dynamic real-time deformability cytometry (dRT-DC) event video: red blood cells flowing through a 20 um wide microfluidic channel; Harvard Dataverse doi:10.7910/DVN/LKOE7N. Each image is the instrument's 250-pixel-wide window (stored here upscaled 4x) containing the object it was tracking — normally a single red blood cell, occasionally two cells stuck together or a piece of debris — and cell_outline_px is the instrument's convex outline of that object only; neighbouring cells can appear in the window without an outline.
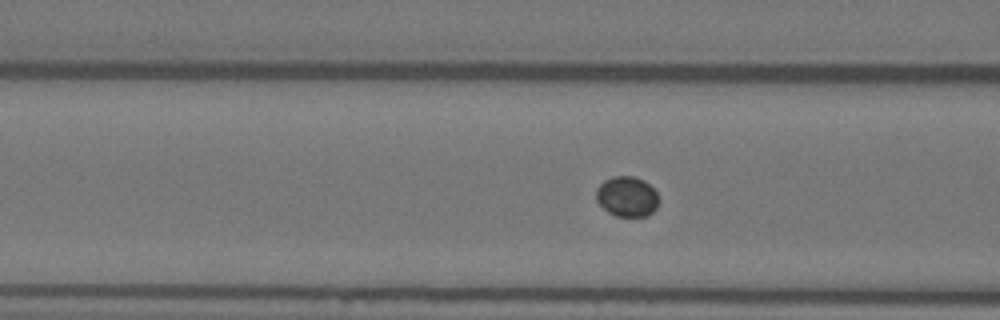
{"species": "Egyptian fruit bat (a non-hibernating species)", "species_latin": "Rousettus aegyptiacus", "temperature_condition": "warm", "stored_images_in_passage": 48, "camera_frame_rate_fps": 3000, "um_per_image_px": 0.085, "animal": {"sex": "female"}, "frame": {"image": 1, "passage_image": 13, "time_ms": 4.0, "image_size_px": [1000, 320], "cell_outline_px": [[660, 200], [656, 208], [648, 216], [616, 216], [608, 212], [596, 200], [596, 188], [604, 180], [612, 176], [632, 176], [644, 180], [656, 192]], "centroid_in_image_um": [53.3, 16.7], "position_along_channel_um": 113.3, "area_um2": 14.74}}
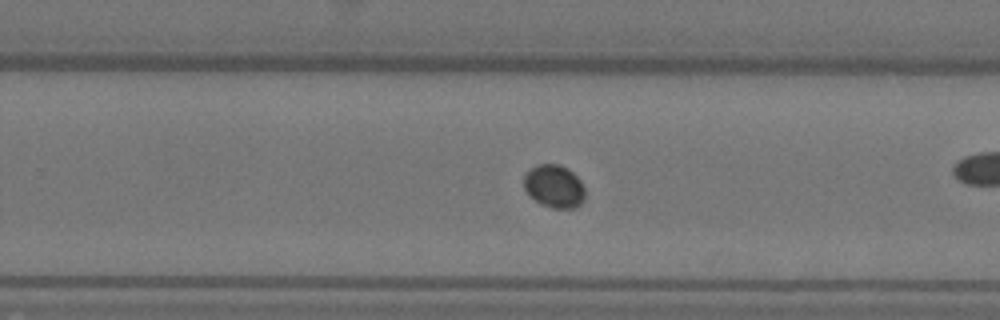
{"frame": {"image": 2, "passage_image": 27, "time_ms": 8.667, "image_size_px": [1000, 320], "cell_outline_px": [[584, 200], [580, 204], [572, 208], [552, 208], [540, 204], [528, 196], [524, 188], [524, 176], [528, 168], [536, 164], [560, 164], [572, 172], [580, 180], [584, 188]], "centroid_in_image_um": [47.06, 15.83], "position_along_channel_um": 282.7, "area_um2": 15.49}}
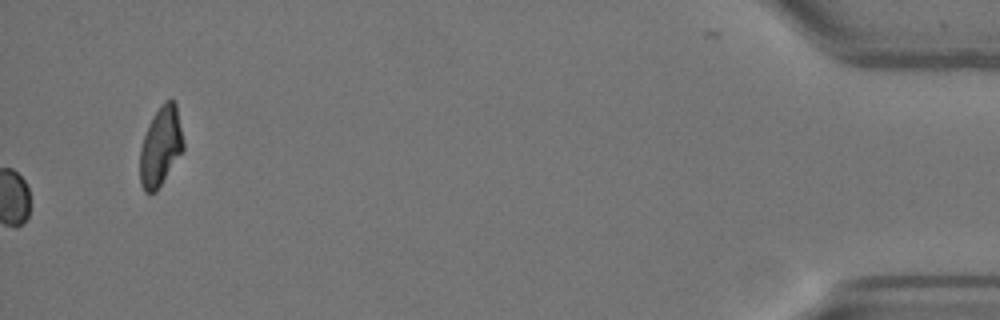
{"frame": {"image": 3, "passage_image": 48, "time_ms": 15.667, "image_size_px": [1000, 320], "cell_outline_px": [[184, 148], [156, 192], [144, 192], [140, 184], [140, 148], [148, 124], [152, 116], [160, 104], [164, 100], [172, 100], [176, 104], [184, 144]], "centroid_in_image_um": [13.63, 12.43], "position_along_channel_um": 421.6, "area_um2": 19.94}}